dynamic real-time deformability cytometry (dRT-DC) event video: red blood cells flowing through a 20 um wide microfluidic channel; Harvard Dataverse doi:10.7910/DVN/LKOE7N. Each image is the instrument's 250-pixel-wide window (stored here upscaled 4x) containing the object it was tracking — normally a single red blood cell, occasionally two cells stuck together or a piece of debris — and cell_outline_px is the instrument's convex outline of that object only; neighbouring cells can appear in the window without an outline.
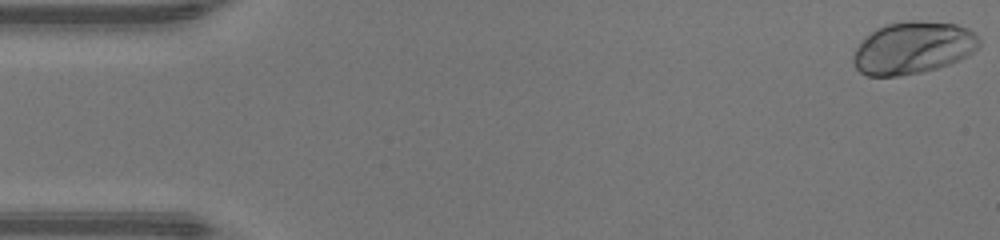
{"species": "human", "species_latin": "Homo sapiens", "temperature_condition": "warm", "stored_images_in_passage": 48, "camera_frame_rate_fps": 3000, "um_per_image_px": 0.085, "donor": {"sex": "male"}, "frame": {"image": 1, "passage_image": 1, "time_ms": 0.0, "image_size_px": [1000, 240], "cell_outline_px": [[980, 48], [968, 56], [960, 60], [936, 68], [920, 72], [900, 76], [868, 76], [860, 72], [856, 68], [852, 60], [852, 56], [856, 48], [864, 36], [876, 28], [888, 24], [912, 20], [916, 20], [956, 24], [968, 28], [980, 40]], "centroid_in_image_um": [77.6, 4.06], "position_along_channel_um": 7.4, "area_um2": 38.55}}
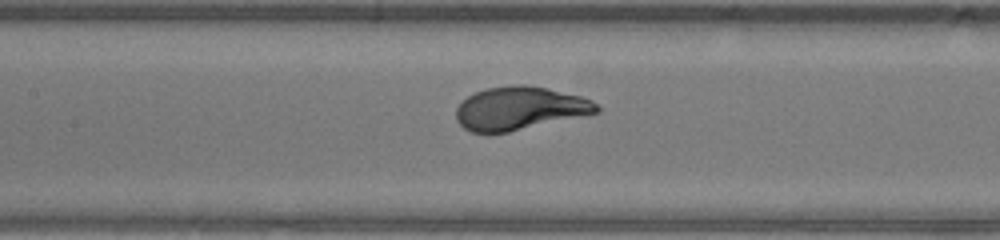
{"frame": {"image": 2, "passage_image": 22, "time_ms": 7.0, "image_size_px": [1000, 240], "cell_outline_px": [[600, 112], [588, 116], [508, 132], [472, 132], [464, 128], [456, 120], [456, 108], [468, 96], [476, 92], [488, 88], [512, 84], [524, 84], [544, 88], [580, 96], [592, 100], [600, 108]], "centroid_in_image_um": [44.22, 9.22], "position_along_channel_um": 163.2, "area_um2": 35.43}}
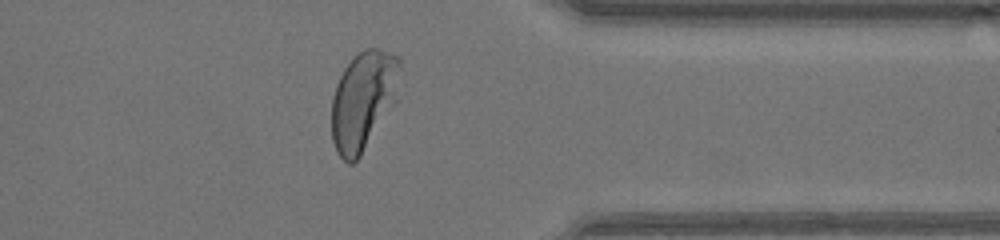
{"frame": {"image": 3, "passage_image": 38, "time_ms": 12.333, "image_size_px": [1000, 240], "cell_outline_px": [[400, 68], [388, 96], [360, 156], [352, 164], [348, 164], [336, 152], [332, 140], [332, 96], [336, 84], [344, 68], [364, 48], [376, 48], [400, 56]], "centroid_in_image_um": [30.7, 8.48], "position_along_channel_um": 380.7, "area_um2": 35.95}, "authors_computed_cell_mechanics": {"area_um2": 36.2984, "velocity_mm_per_s": 4.2978, "shape_relaxation_time_tau1_ms": 1.9833, "shape_relaxation_time_tau2_ms": null, "deformation_change_tau1": 0.1859, "deformation_change_tau2": null}}